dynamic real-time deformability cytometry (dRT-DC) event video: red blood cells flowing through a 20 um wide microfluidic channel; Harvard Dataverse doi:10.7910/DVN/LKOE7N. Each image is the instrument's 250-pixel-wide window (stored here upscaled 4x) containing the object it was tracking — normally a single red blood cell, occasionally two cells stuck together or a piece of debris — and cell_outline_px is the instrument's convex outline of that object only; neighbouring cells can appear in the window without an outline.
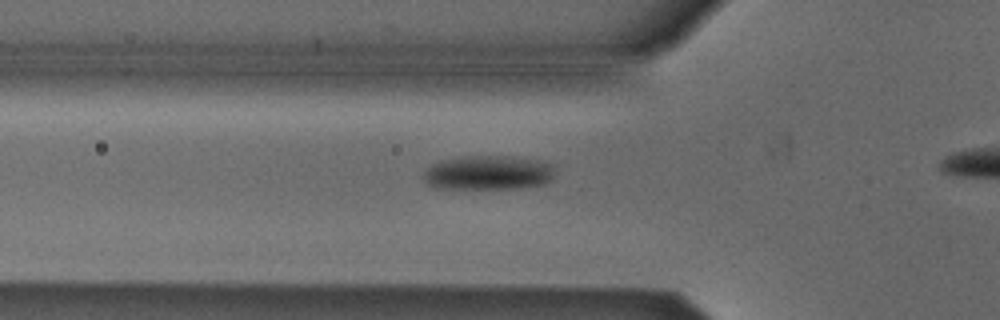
{"species": "Egyptian fruit bat (a non-hibernating species)", "species_latin": "Rousettus aegyptiacus", "temperature_condition": "cold", "stored_images_in_passage": 29, "camera_frame_rate_fps": 3000, "um_per_image_px": 0.085, "animal": {"sex": "male"}, "frame": {"image": 1, "passage_image": 4, "time_ms": 1.0, "image_size_px": [1000, 320], "cell_outline_px": [[552, 180], [544, 184], [520, 188], [436, 188], [428, 184], [420, 176], [432, 164], [448, 160], [468, 156], [504, 156], [536, 160], [552, 164]], "centroid_in_image_um": [41.48, 14.69], "position_along_channel_um": 84.3, "area_um2": 25.89}}
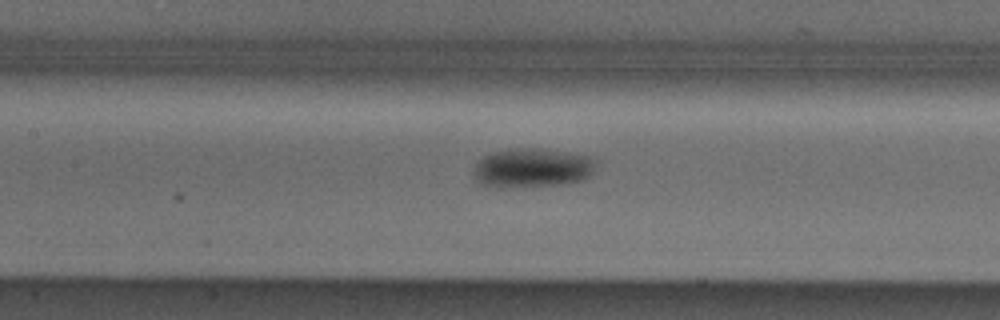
{"frame": {"image": 2, "passage_image": 10, "time_ms": 3.0, "image_size_px": [1000, 320], "cell_outline_px": [[596, 160], [592, 172], [584, 180], [564, 184], [504, 188], [480, 184], [472, 176], [472, 172], [476, 164], [484, 156], [492, 152], [520, 148], [536, 148], [568, 152], [588, 156]], "centroid_in_image_um": [45.21, 14.28], "position_along_channel_um": 162.2, "area_um2": 28.03}}
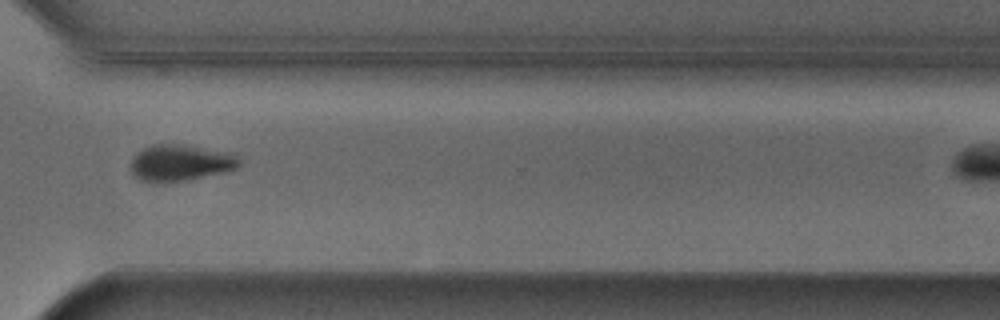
{"frame": {"image": 3, "passage_image": 25, "time_ms": 8.0, "image_size_px": [1000, 320], "cell_outline_px": [[240, 164], [236, 168], [224, 172], [188, 180], [140, 180], [132, 172], [132, 160], [136, 152], [152, 144], [184, 144], [236, 152], [240, 160]], "centroid_in_image_um": [15.43, 13.78], "position_along_channel_um": 355.2, "area_um2": 22.89}}